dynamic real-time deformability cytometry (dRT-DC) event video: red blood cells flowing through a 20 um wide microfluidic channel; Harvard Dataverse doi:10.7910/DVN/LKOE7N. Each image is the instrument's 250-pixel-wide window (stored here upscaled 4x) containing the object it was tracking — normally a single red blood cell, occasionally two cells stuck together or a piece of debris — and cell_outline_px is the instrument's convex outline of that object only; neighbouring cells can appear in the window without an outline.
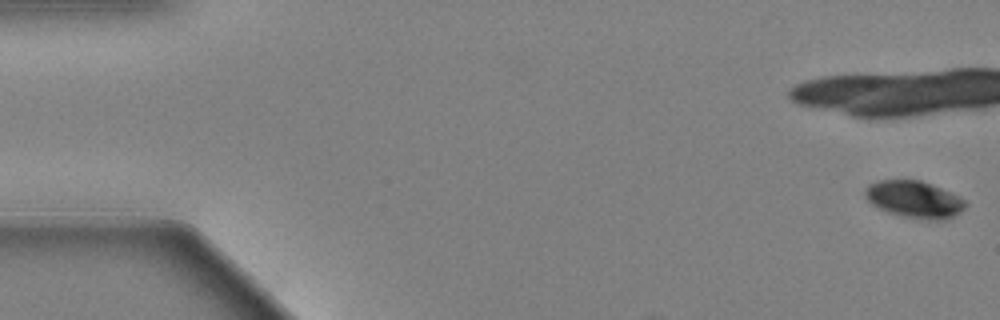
{"species": "Egyptian fruit bat (a non-hibernating species)", "species_latin": "Rousettus aegyptiacus", "temperature_condition": "warm", "stored_images_in_passage": 19, "camera_frame_rate_fps": 3000, "um_per_image_px": 0.085, "animal": {"sex": "female"}, "frame": {"image": 1, "passage_image": 1, "time_ms": 0.0, "image_size_px": [1000, 320], "cell_outline_px": [[968, 204], [960, 212], [944, 220], [936, 220], [904, 216], [888, 212], [872, 204], [864, 196], [864, 188], [868, 184], [880, 180], [920, 180], [960, 196]], "centroid_in_image_um": [77.7, 16.93], "position_along_channel_um": 7.3, "area_um2": 21.39}}